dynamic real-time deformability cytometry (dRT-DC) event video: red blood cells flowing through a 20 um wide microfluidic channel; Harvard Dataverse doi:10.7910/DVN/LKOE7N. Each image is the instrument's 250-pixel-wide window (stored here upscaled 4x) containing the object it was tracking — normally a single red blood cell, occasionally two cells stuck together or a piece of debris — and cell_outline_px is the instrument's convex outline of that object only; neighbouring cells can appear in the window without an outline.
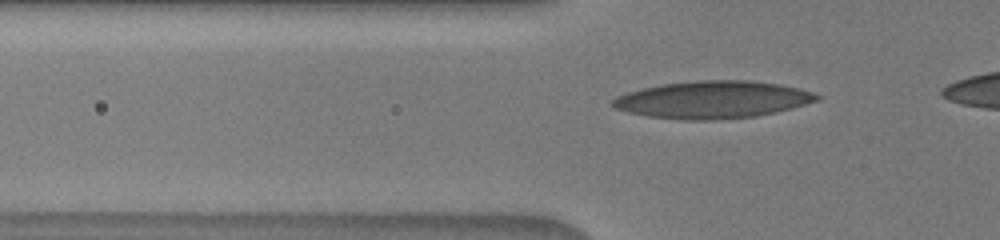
{"species": "human", "species_latin": "Homo sapiens", "temperature_condition": "warm", "stored_images_in_passage": 33, "camera_frame_rate_fps": 3000, "um_per_image_px": 0.085, "donor": {"sex": "male"}, "frame": {"image": 1, "passage_image": 5, "time_ms": 1.333, "image_size_px": [1000, 240], "cell_outline_px": [[820, 100], [792, 108], [776, 112], [756, 116], [712, 120], [684, 120], [648, 116], [628, 112], [616, 108], [608, 104], [608, 100], [616, 96], [628, 92], [644, 88], [664, 84], [696, 80], [752, 80], [780, 84], [800, 88], [812, 92], [820, 96]], "centroid_in_image_um": [60.57, 8.47], "position_along_channel_um": 65.2, "area_um2": 44.62}}
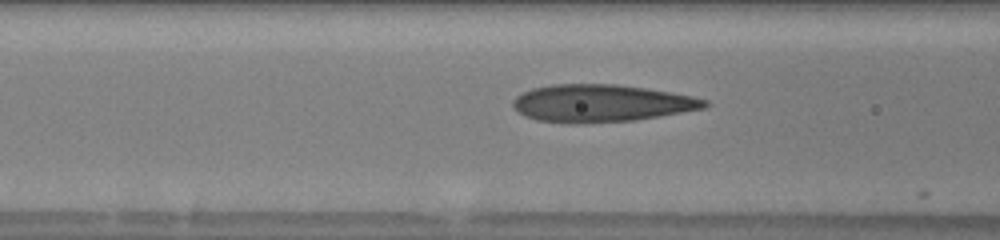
{"frame": {"image": 2, "passage_image": 9, "time_ms": 2.667, "image_size_px": [1000, 240], "cell_outline_px": [[712, 104], [708, 108], [660, 116], [632, 120], [536, 120], [524, 116], [512, 104], [512, 100], [516, 96], [532, 88], [552, 84], [616, 84], [672, 92], [692, 96], [708, 100]], "centroid_in_image_um": [51.21, 8.72], "position_along_channel_um": 115.4, "area_um2": 40.58}}
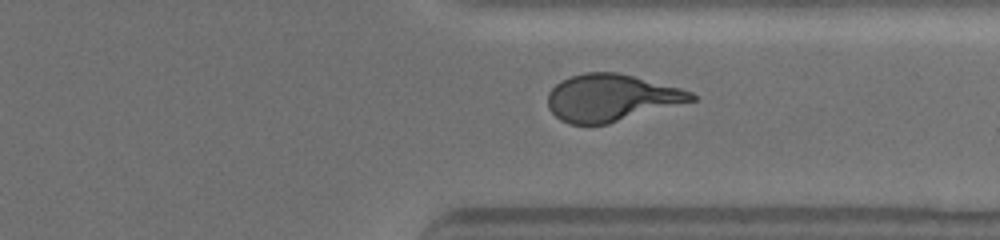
{"frame": {"image": 3, "passage_image": 27, "time_ms": 8.667, "image_size_px": [1000, 240], "cell_outline_px": [[696, 100], [608, 124], [568, 124], [560, 120], [548, 108], [548, 92], [560, 80], [584, 72], [616, 72], [680, 88], [692, 92], [696, 96]], "centroid_in_image_um": [51.93, 8.32], "position_along_channel_um": 359.5, "area_um2": 39.19}}